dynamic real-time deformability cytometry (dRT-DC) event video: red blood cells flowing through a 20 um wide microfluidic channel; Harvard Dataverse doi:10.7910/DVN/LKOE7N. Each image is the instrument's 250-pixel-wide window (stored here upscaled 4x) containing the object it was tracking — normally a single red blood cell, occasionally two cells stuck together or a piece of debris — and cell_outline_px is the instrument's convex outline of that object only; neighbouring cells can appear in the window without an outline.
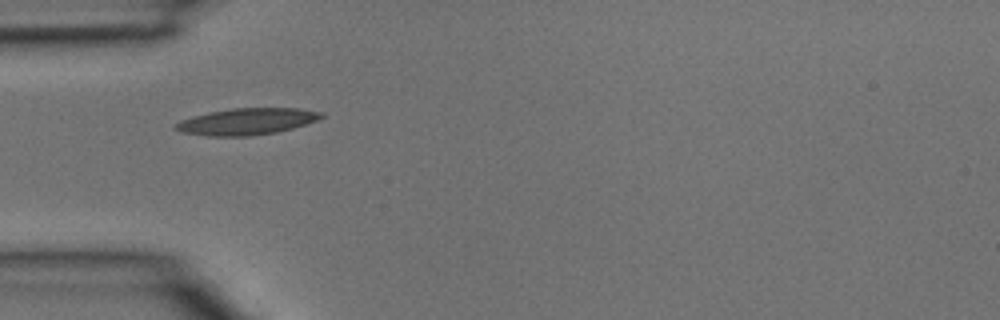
{"species": "common noctule bat (a hibernating species)", "species_latin": "Nyctalus noctula", "temperature_condition": "room temperature", "stored_images_in_passage": 4, "camera_frame_rate_fps": 3000, "um_per_image_px": 0.085, "animal": {"sex": "male", "body_mass_g": 15.6}, "frame": {"image": 1, "passage_image": 4, "time_ms": 1.0, "image_size_px": [1000, 320], "cell_outline_px": [[324, 116], [316, 120], [292, 128], [276, 132], [252, 136], [208, 136], [180, 132], [172, 128], [180, 120], [192, 116], [208, 112], [232, 108], [300, 108], [324, 112]], "centroid_in_image_um": [20.95, 10.32], "position_along_channel_um": 64.1, "area_um2": 22.66}}